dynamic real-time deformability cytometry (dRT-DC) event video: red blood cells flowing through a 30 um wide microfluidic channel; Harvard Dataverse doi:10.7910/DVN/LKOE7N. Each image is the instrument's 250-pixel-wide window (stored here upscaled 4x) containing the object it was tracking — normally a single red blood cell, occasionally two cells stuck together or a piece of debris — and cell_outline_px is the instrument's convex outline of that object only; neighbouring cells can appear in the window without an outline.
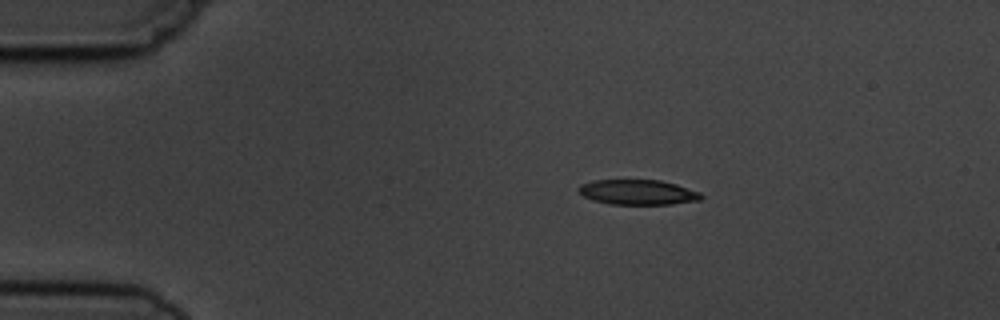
{"species": "common noctule bat (a hibernating species)", "species_latin": "Nyctalus noctula", "temperature_condition": "cold", "stored_images_in_passage": 3, "camera_frame_rate_fps": 3000, "um_per_image_px": 0.085, "animal": {"sex": "male", "body_mass_g": 19.5, "forearm_length_mm": 54.6}, "frame": {"image": 1, "passage_image": 2, "time_ms": 1.333, "image_size_px": [1000, 320], "cell_outline_px": [[704, 196], [700, 200], [672, 204], [608, 204], [592, 200], [584, 196], [576, 188], [580, 184], [592, 180], [660, 180], [676, 184], [700, 192]], "centroid_in_image_um": [54.2, 16.33], "position_along_channel_um": 30.8, "area_um2": 17.98}}